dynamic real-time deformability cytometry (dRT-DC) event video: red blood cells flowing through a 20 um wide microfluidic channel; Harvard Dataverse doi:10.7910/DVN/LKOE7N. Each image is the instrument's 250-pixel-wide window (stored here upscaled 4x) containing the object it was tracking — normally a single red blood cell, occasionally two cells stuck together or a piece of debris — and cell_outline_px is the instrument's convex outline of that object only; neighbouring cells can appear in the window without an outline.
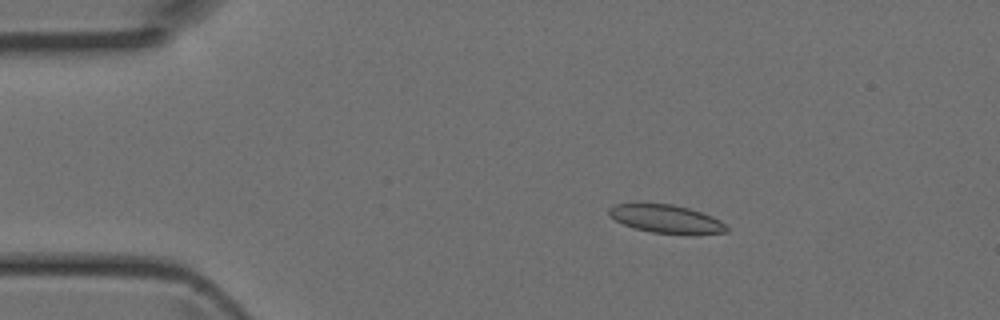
{"species": "Egyptian fruit bat (a non-hibernating species)", "species_latin": "Rousettus aegyptiacus", "temperature_condition": "room temperature", "stored_images_in_passage": 4, "camera_frame_rate_fps": 3000, "um_per_image_px": 0.085, "animal": {"sex": "female"}, "frame": {"image": 1, "passage_image": 2, "time_ms": 0.333, "image_size_px": [1000, 320], "cell_outline_px": [[728, 232], [652, 232], [632, 228], [616, 220], [608, 212], [608, 208], [616, 204], [672, 204], [688, 208], [712, 216], [720, 220], [728, 228]], "centroid_in_image_um": [56.57, 18.58], "position_along_channel_um": 28.4, "area_um2": 18.44}}